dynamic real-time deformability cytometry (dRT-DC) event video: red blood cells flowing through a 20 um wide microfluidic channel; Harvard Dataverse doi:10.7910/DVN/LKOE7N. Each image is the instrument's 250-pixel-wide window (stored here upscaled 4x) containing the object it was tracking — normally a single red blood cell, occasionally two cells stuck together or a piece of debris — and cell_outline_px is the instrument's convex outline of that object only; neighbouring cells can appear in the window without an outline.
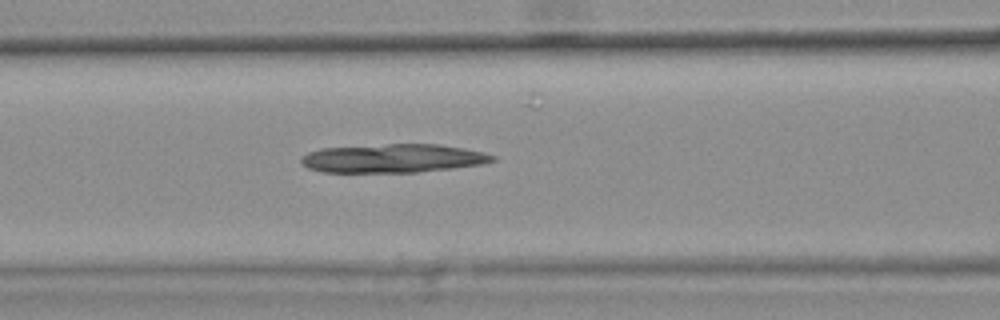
{"species": "common noctule bat (a hibernating species)", "species_latin": "Nyctalus noctula", "temperature_condition": "warm", "stored_images_in_passage": 34, "camera_frame_rate_fps": 3000, "um_per_image_px": 0.085, "animal": {"sex": "female", "body_mass_g": 25.1}, "frame": {"image": 1, "passage_image": 10, "time_ms": 3.0, "image_size_px": [1000, 320], "cell_outline_px": [[496, 160], [484, 164], [452, 168], [416, 172], [324, 172], [308, 168], [300, 160], [300, 156], [308, 152], [320, 148], [388, 144], [440, 144], [464, 148], [484, 152], [496, 156]], "centroid_in_image_um": [33.43, 13.45], "position_along_channel_um": 133.2, "area_um2": 32.02}}